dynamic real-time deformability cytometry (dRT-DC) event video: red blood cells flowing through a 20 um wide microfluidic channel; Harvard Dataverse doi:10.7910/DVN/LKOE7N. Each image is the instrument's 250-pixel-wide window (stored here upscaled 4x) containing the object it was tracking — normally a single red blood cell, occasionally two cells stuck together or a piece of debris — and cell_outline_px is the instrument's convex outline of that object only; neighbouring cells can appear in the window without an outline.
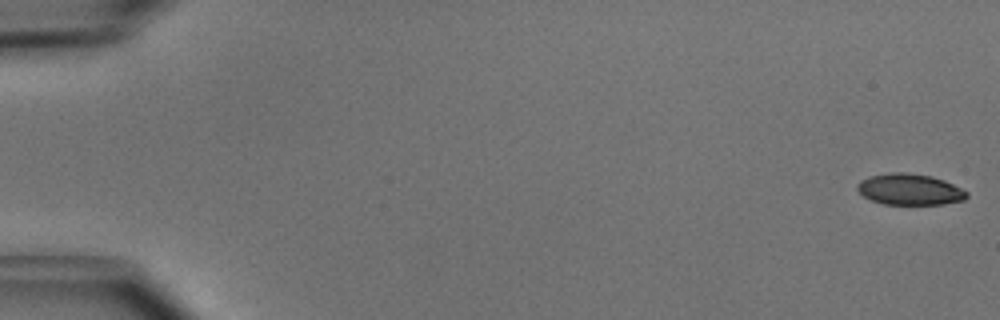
{"species": "common noctule bat (a hibernating species)", "species_latin": "Nyctalus noctula", "temperature_condition": "cold", "stored_images_in_passage": 50, "camera_frame_rate_fps": 3000, "um_per_image_px": 0.085, "animal": {"sex": "male", "body_mass_g": 15.6}, "frame": {"image": 1, "passage_image": 1, "time_ms": 0.0, "image_size_px": [1000, 320], "cell_outline_px": [[968, 196], [964, 200], [944, 204], [884, 204], [872, 200], [864, 196], [856, 188], [856, 184], [860, 180], [868, 176], [892, 172], [904, 172], [932, 176], [944, 180], [968, 192]], "centroid_in_image_um": [77.31, 16.09], "position_along_channel_um": 7.7, "area_um2": 19.88}}
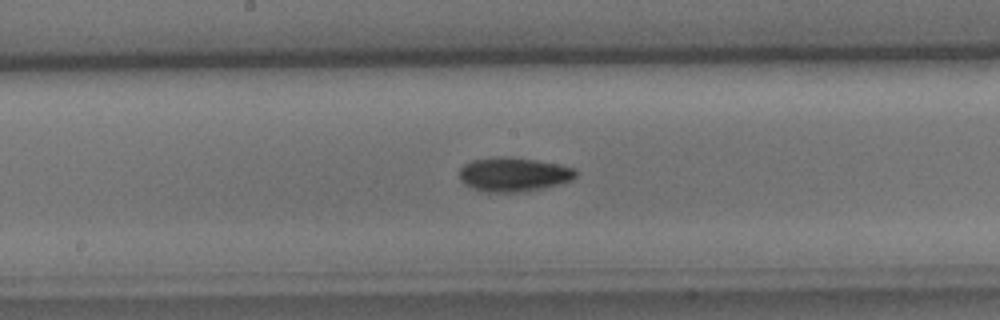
{"frame": {"image": 2, "passage_image": 27, "time_ms": 8.667, "image_size_px": [1000, 320], "cell_outline_px": [[576, 176], [572, 180], [560, 184], [520, 192], [484, 192], [472, 188], [464, 184], [460, 180], [460, 168], [464, 164], [472, 160], [496, 156], [512, 156], [536, 160], [576, 168]], "centroid_in_image_um": [43.63, 14.82], "position_along_channel_um": 204.6, "area_um2": 23.29}}
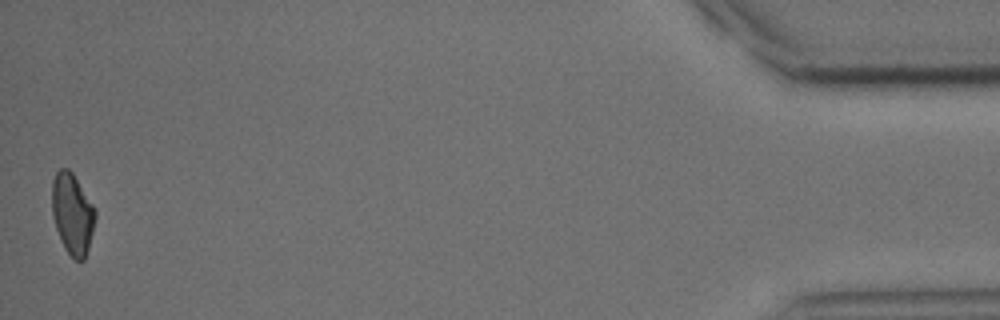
{"frame": {"image": 3, "passage_image": 50, "time_ms": 16.333, "image_size_px": [1000, 320], "cell_outline_px": [[96, 216], [88, 248], [84, 260], [76, 260], [64, 248], [60, 240], [52, 216], [52, 180], [56, 172], [60, 168], [68, 168], [72, 172], [96, 208]], "centroid_in_image_um": [6.15, 18.14], "position_along_channel_um": 429.1, "area_um2": 20.46}, "authors_computed_cell_mechanics": {"area_um2": 21.097, "velocity_mm_per_s": 4.0434, "shape_relaxation_time_tau1_ms": 3.4275, "shape_relaxation_time_tau2_ms": null, "deformation_change_tau1": 0.1165, "deformation_change_tau2": null}}